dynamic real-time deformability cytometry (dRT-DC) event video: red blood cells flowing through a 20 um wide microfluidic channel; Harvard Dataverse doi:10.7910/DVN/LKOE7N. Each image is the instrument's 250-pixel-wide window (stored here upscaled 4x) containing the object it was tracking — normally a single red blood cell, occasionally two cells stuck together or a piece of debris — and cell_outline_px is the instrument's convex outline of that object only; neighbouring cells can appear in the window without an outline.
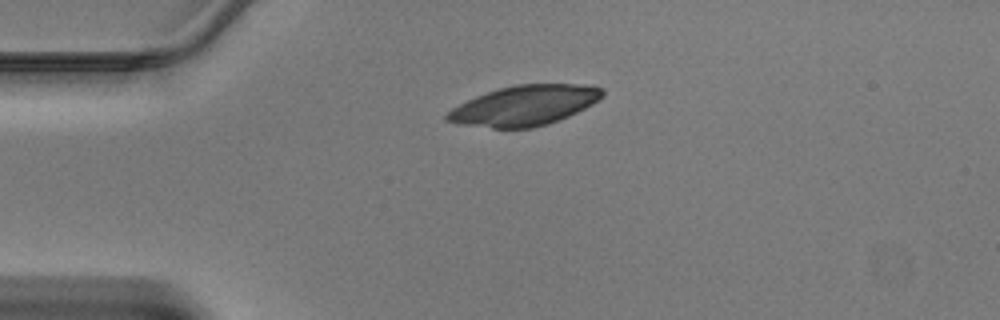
{"species": "Egyptian fruit bat (a non-hibernating species)", "species_latin": "Rousettus aegyptiacus", "temperature_condition": "warm", "stored_images_in_passage": 36, "camera_frame_rate_fps": 3000, "um_per_image_px": 0.085, "animal": {"sex": "male"}, "frame": {"image": 1, "passage_image": 1, "time_ms": 0.0, "image_size_px": [1000, 320], "cell_outline_px": [[604, 96], [592, 104], [568, 116], [548, 124], [532, 128], [492, 128], [460, 124], [444, 120], [444, 116], [452, 108], [476, 96], [500, 88], [516, 84], [576, 84], [604, 88]], "centroid_in_image_um": [44.57, 8.97], "position_along_channel_um": 40.4, "area_um2": 36.01}}
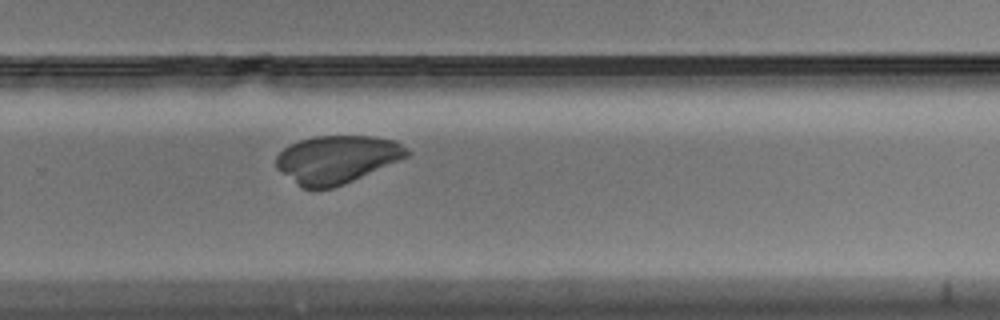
{"frame": {"image": 2, "passage_image": 21, "time_ms": 6.667, "image_size_px": [1000, 320], "cell_outline_px": [[412, 152], [408, 156], [400, 160], [344, 184], [332, 188], [300, 188], [276, 168], [276, 156], [284, 148], [300, 140], [312, 136], [372, 136], [396, 140], [408, 148]], "centroid_in_image_um": [28.64, 13.54], "position_along_channel_um": 301.2, "area_um2": 36.53}}